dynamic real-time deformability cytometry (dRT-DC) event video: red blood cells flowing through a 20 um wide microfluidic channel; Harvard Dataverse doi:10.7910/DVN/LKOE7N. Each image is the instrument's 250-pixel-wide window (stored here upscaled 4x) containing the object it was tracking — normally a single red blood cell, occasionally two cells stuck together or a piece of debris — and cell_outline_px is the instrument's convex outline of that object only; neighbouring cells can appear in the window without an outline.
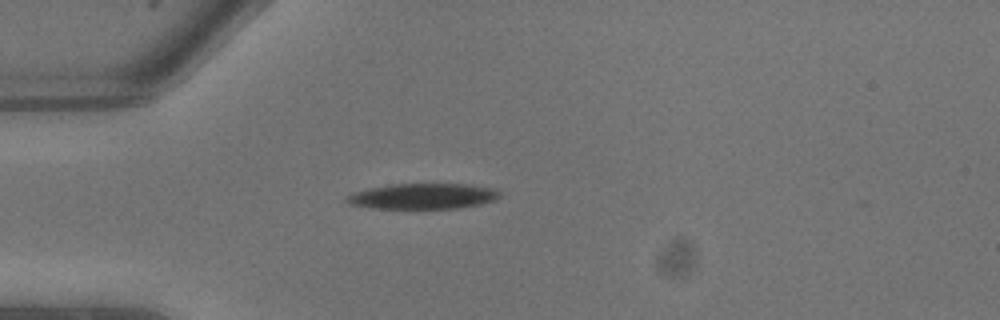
{"species": "common noctule bat (a hibernating species)", "species_latin": "Nyctalus noctula", "temperature_condition": "warm", "stored_images_in_passage": 3, "camera_frame_rate_fps": 3000, "um_per_image_px": 0.085, "animal": {"sex": "male", "body_mass_g": 13.3}, "frame": {"image": 1, "passage_image": 1, "time_ms": 0.0, "image_size_px": [1000, 320], "cell_outline_px": [[500, 196], [496, 200], [480, 204], [456, 208], [372, 208], [348, 204], [344, 200], [352, 192], [368, 188], [396, 184], [464, 184], [492, 188], [500, 192]], "centroid_in_image_um": [35.92, 16.68], "position_along_channel_um": 49.1, "area_um2": 22.66}}